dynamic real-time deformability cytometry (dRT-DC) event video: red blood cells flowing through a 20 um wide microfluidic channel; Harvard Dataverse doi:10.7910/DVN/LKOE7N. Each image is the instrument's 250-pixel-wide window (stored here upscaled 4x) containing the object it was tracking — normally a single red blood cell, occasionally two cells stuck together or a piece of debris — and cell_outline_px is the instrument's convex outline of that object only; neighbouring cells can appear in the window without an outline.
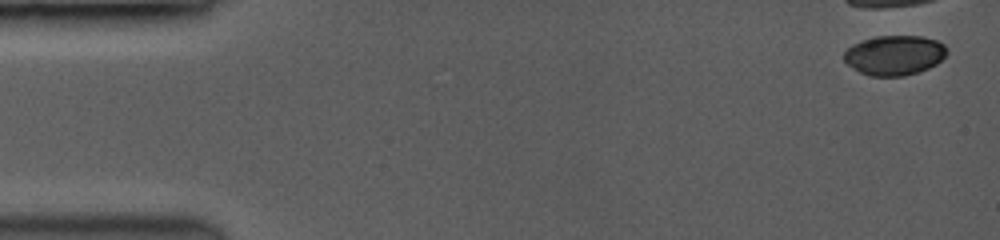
{"species": "common noctule bat (a hibernating species)", "species_latin": "Nyctalus noctula", "temperature_condition": "room temperature", "stored_images_in_passage": 5, "camera_frame_rate_fps": 3500, "um_per_image_px": 0.085, "animal": {"sex": "female", "body_mass_g": 19.0, "forearm_length_mm": 53.3}, "frame": {"image": 1, "passage_image": 1, "time_ms": 0.0, "image_size_px": [1000, 240], "cell_outline_px": [[944, 56], [936, 64], [920, 72], [904, 76], [868, 76], [860, 72], [848, 64], [844, 60], [844, 52], [848, 48], [864, 40], [876, 36], [920, 36], [936, 40], [944, 44]], "centroid_in_image_um": [76.02, 4.71], "position_along_channel_um": 9.0, "area_um2": 23.52}}